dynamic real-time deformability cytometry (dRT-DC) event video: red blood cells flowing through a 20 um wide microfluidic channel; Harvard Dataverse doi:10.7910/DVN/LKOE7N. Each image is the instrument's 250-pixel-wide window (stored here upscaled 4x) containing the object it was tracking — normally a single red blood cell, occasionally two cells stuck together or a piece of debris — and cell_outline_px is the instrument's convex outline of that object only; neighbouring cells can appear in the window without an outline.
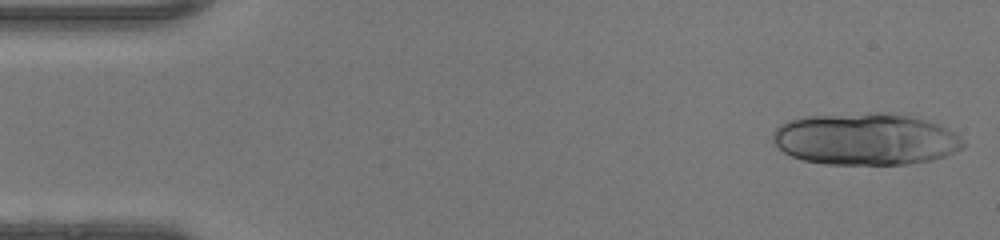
{"species": "human", "species_latin": "Homo sapiens", "temperature_condition": "warm", "stored_images_in_passage": 20, "segment_of_instrument_passage": [1, 2], "camera_frame_rate_fps": 3000, "um_per_image_px": 0.085, "donor": {"sex": "female"}, "frame": {"image": 1, "passage_image": 1, "time_ms": 0.0, "image_size_px": [1000, 240], "cell_outline_px": [[964, 148], [944, 156], [932, 160], [908, 164], [824, 164], [804, 160], [792, 156], [784, 152], [772, 140], [772, 132], [780, 124], [788, 120], [804, 116], [872, 112], [880, 112], [920, 116], [948, 128], [956, 132], [964, 140]], "centroid_in_image_um": [73.61, 11.8], "position_along_channel_um": 11.4, "area_um2": 58.38}}